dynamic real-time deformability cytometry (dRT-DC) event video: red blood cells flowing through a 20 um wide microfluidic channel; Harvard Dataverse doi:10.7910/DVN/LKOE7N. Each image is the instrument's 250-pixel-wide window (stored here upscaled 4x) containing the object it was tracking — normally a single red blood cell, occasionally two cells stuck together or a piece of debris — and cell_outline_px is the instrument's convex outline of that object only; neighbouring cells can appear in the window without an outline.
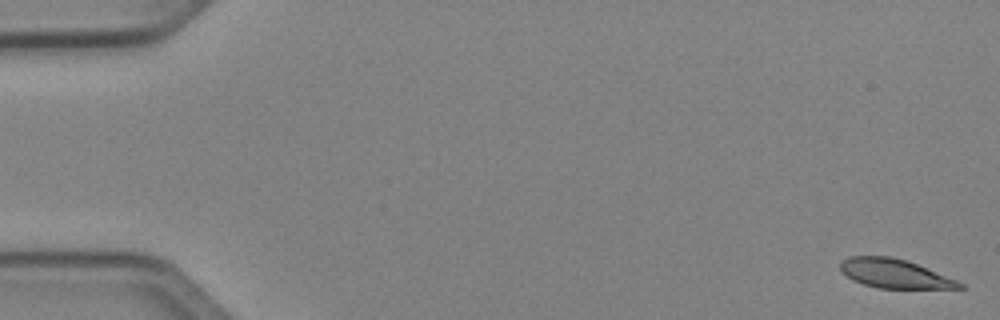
{"species": "Egyptian fruit bat (a non-hibernating species)", "species_latin": "Rousettus aegyptiacus", "temperature_condition": "cold", "stored_images_in_passage": 51, "camera_frame_rate_fps": 3000, "um_per_image_px": 0.085, "animal": {"sex": "female"}, "frame": {"image": 1, "passage_image": 1, "time_ms": 0.0, "image_size_px": [1000, 320], "cell_outline_px": [[964, 288], [876, 288], [852, 280], [840, 272], [840, 264], [848, 256], [888, 256], [904, 260], [916, 264], [956, 280], [964, 284]], "centroid_in_image_um": [75.98, 23.26], "position_along_channel_um": 9.0, "area_um2": 19.83}}
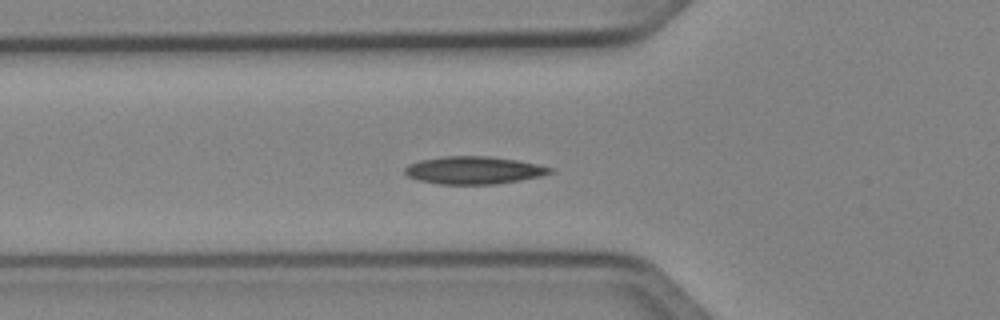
{"frame": {"image": 2, "passage_image": 18, "time_ms": 5.667, "image_size_px": [1000, 320], "cell_outline_px": [[556, 168], [552, 172], [540, 176], [520, 180], [496, 184], [440, 184], [420, 180], [408, 176], [404, 172], [404, 168], [408, 164], [420, 160], [444, 156], [492, 156], [516, 160]], "centroid_in_image_um": [40.28, 14.46], "position_along_channel_um": 85.5, "area_um2": 23.35}}
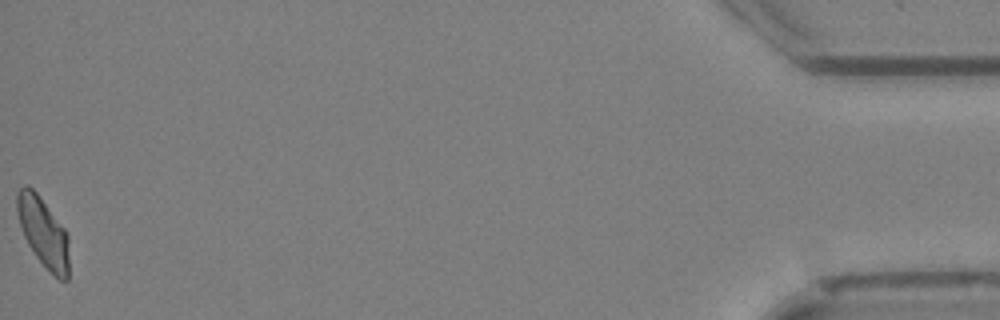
{"frame": {"image": 3, "passage_image": 51, "time_ms": 16.667, "image_size_px": [1000, 320], "cell_outline_px": [[68, 280], [60, 280], [36, 256], [28, 244], [24, 236], [16, 212], [16, 192], [24, 184], [28, 184], [36, 192], [64, 228], [68, 236]], "centroid_in_image_um": [3.65, 19.69], "position_along_channel_um": 431.6, "area_um2": 20.75}, "authors_computed_cell_mechanics": {"area_um2": 21.6172, "velocity_mm_per_s": 4.0215, "shape_relaxation_time_tau1_ms": 10.4111, "shape_relaxation_time_tau2_ms": 4.1499, "deformation_change_tau1": 0.1955, "deformation_change_tau2": 0.0852}}